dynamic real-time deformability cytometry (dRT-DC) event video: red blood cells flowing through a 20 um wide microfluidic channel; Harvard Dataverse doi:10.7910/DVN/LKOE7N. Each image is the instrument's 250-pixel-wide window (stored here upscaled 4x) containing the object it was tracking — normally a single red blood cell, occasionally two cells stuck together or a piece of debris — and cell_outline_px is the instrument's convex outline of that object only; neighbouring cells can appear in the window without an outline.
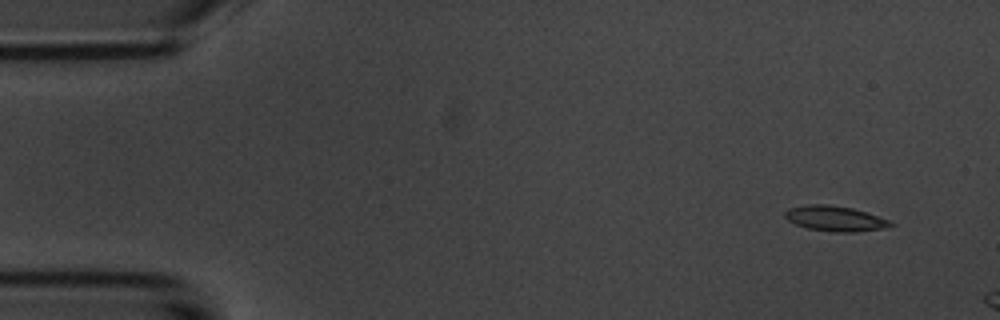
{"species": "common noctule bat (a hibernating species)", "species_latin": "Nyctalus noctula", "temperature_condition": "room temperature", "stored_images_in_passage": 5, "camera_frame_rate_fps": 3000, "um_per_image_px": 0.085, "animal": {"sex": "male", "body_mass_g": 20.1, "forearm_length_mm": 53.5}, "frame": {"image": 1, "passage_image": 1, "time_ms": 0.0, "image_size_px": [1000, 320], "cell_outline_px": [[896, 224], [884, 228], [856, 232], [832, 232], [808, 228], [796, 224], [788, 220], [784, 216], [784, 212], [788, 208], [808, 204], [828, 204], [852, 208], [888, 220]], "centroid_in_image_um": [70.94, 18.57], "position_along_channel_um": 14.1, "area_um2": 15.43}}